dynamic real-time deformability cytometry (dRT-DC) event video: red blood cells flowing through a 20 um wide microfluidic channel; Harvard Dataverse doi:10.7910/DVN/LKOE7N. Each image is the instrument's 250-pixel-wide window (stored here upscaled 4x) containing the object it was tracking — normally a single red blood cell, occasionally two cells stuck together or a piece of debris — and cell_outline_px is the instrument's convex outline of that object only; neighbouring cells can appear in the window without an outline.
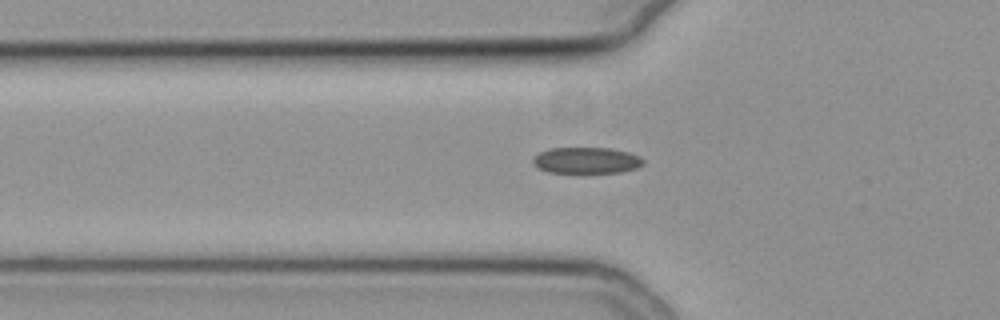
{"species": "common noctule bat (a hibernating species)", "species_latin": "Nyctalus noctula", "temperature_condition": "cold", "stored_images_in_passage": 34, "camera_frame_rate_fps": 3000, "um_per_image_px": 0.085, "animal": {"sex": "female", "body_mass_g": 19.3, "forearm_length_mm": 54.1}, "frame": {"image": 1, "passage_image": 2, "time_ms": 0.333, "image_size_px": [1000, 320], "cell_outline_px": [[644, 164], [636, 168], [620, 172], [588, 176], [580, 176], [548, 172], [536, 168], [532, 164], [532, 160], [540, 152], [548, 148], [608, 148], [628, 152], [640, 156], [644, 160]], "centroid_in_image_um": [49.81, 13.7], "position_along_channel_um": 76.0, "area_um2": 17.98}}
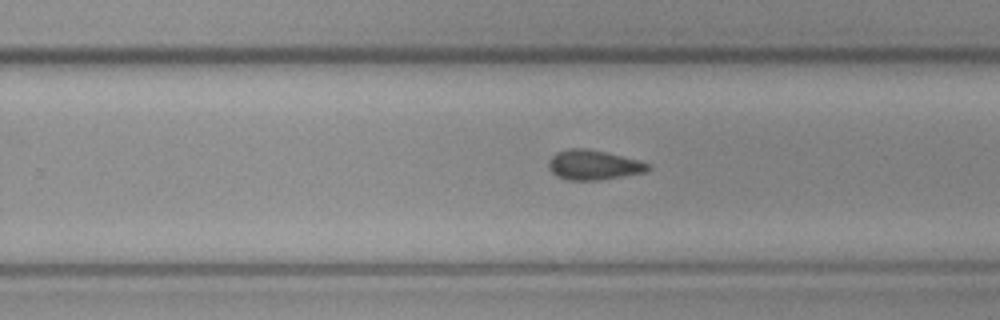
{"frame": {"image": 2, "passage_image": 18, "time_ms": 5.667, "image_size_px": [1000, 320], "cell_outline_px": [[652, 168], [648, 172], [600, 180], [568, 180], [556, 176], [548, 168], [548, 160], [556, 152], [568, 148], [584, 148], [604, 152], [640, 160], [652, 164]], "centroid_in_image_um": [50.48, 14.03], "position_along_channel_um": 279.3, "area_um2": 17.51}}
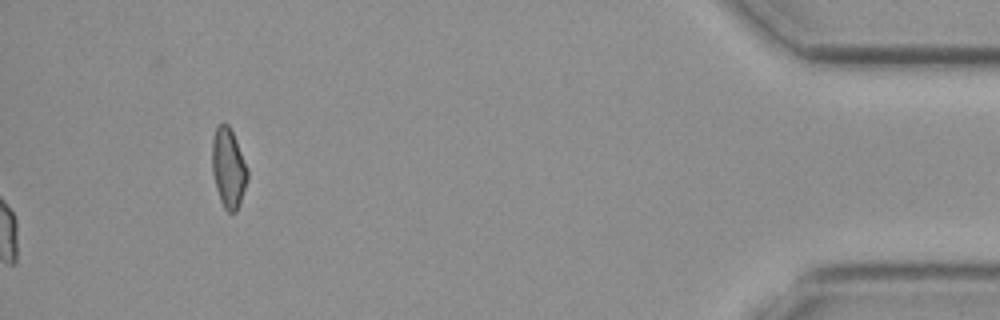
{"frame": {"image": 3, "passage_image": 34, "time_ms": 11.0, "image_size_px": [1000, 320], "cell_outline_px": [[248, 180], [240, 204], [236, 212], [228, 212], [224, 208], [220, 200], [216, 188], [212, 172], [212, 140], [216, 128], [220, 124], [228, 124], [236, 140], [248, 168]], "centroid_in_image_um": [19.42, 14.31], "position_along_channel_um": 415.8, "area_um2": 16.47}, "authors_computed_cell_mechanics": {"area_um2": 17.3978, "velocity_mm_per_s": 3.808, "shape_relaxation_time_tau1_ms": null, "shape_relaxation_time_tau2_ms": 2.8392, "deformation_change_tau1": null, "deformation_change_tau2": 0.0917}}